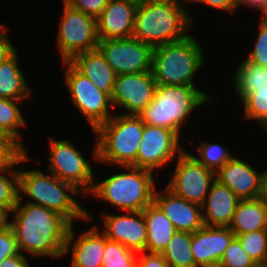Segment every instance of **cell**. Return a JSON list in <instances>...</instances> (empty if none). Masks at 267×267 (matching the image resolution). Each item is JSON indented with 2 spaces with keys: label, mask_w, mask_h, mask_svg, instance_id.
<instances>
[{
  "label": "cell",
  "mask_w": 267,
  "mask_h": 267,
  "mask_svg": "<svg viewBox=\"0 0 267 267\" xmlns=\"http://www.w3.org/2000/svg\"><path fill=\"white\" fill-rule=\"evenodd\" d=\"M23 195L19 194L17 205L10 212L15 214L9 221L19 251L32 256H64L68 230L71 224L60 214L48 208L31 203L22 205Z\"/></svg>",
  "instance_id": "6da1fadb"
},
{
  "label": "cell",
  "mask_w": 267,
  "mask_h": 267,
  "mask_svg": "<svg viewBox=\"0 0 267 267\" xmlns=\"http://www.w3.org/2000/svg\"><path fill=\"white\" fill-rule=\"evenodd\" d=\"M181 3H138L133 37L153 48L185 39L194 18Z\"/></svg>",
  "instance_id": "7a4b0ae2"
},
{
  "label": "cell",
  "mask_w": 267,
  "mask_h": 267,
  "mask_svg": "<svg viewBox=\"0 0 267 267\" xmlns=\"http://www.w3.org/2000/svg\"><path fill=\"white\" fill-rule=\"evenodd\" d=\"M144 125L138 115L115 113L93 131L97 135L92 149L94 160L97 163L136 167Z\"/></svg>",
  "instance_id": "3957f363"
},
{
  "label": "cell",
  "mask_w": 267,
  "mask_h": 267,
  "mask_svg": "<svg viewBox=\"0 0 267 267\" xmlns=\"http://www.w3.org/2000/svg\"><path fill=\"white\" fill-rule=\"evenodd\" d=\"M39 169L22 171L19 175V194L30 197L28 203L42 206L63 216L71 225L75 219L91 220L88 210L79 205L75 196L82 193L73 185L63 182L54 174ZM69 193V194H68ZM71 194V195H70Z\"/></svg>",
  "instance_id": "277c9868"
},
{
  "label": "cell",
  "mask_w": 267,
  "mask_h": 267,
  "mask_svg": "<svg viewBox=\"0 0 267 267\" xmlns=\"http://www.w3.org/2000/svg\"><path fill=\"white\" fill-rule=\"evenodd\" d=\"M210 100V94L195 85L157 84L153 101L138 116L144 124L164 127L179 135L188 115Z\"/></svg>",
  "instance_id": "5b68a950"
},
{
  "label": "cell",
  "mask_w": 267,
  "mask_h": 267,
  "mask_svg": "<svg viewBox=\"0 0 267 267\" xmlns=\"http://www.w3.org/2000/svg\"><path fill=\"white\" fill-rule=\"evenodd\" d=\"M120 168H125L126 172L111 174L99 183L94 180L90 194L124 212L142 211L153 202L156 189L153 172L133 166Z\"/></svg>",
  "instance_id": "8992f818"
},
{
  "label": "cell",
  "mask_w": 267,
  "mask_h": 267,
  "mask_svg": "<svg viewBox=\"0 0 267 267\" xmlns=\"http://www.w3.org/2000/svg\"><path fill=\"white\" fill-rule=\"evenodd\" d=\"M204 63L201 45L190 34L177 42L155 47L152 74L157 84L194 85V77Z\"/></svg>",
  "instance_id": "52a82bcc"
},
{
  "label": "cell",
  "mask_w": 267,
  "mask_h": 267,
  "mask_svg": "<svg viewBox=\"0 0 267 267\" xmlns=\"http://www.w3.org/2000/svg\"><path fill=\"white\" fill-rule=\"evenodd\" d=\"M64 79L69 89L72 105L87 119L93 131L102 123L107 122L114 114L111 97L99 90L96 85L80 73L69 61H62Z\"/></svg>",
  "instance_id": "ba28073f"
},
{
  "label": "cell",
  "mask_w": 267,
  "mask_h": 267,
  "mask_svg": "<svg viewBox=\"0 0 267 267\" xmlns=\"http://www.w3.org/2000/svg\"><path fill=\"white\" fill-rule=\"evenodd\" d=\"M56 45L62 61H70L75 55L97 49L96 19L76 10L63 1Z\"/></svg>",
  "instance_id": "9c48e42d"
},
{
  "label": "cell",
  "mask_w": 267,
  "mask_h": 267,
  "mask_svg": "<svg viewBox=\"0 0 267 267\" xmlns=\"http://www.w3.org/2000/svg\"><path fill=\"white\" fill-rule=\"evenodd\" d=\"M48 172L77 190L91 192L95 180L89 159L85 160L82 151L77 150L68 140L50 138Z\"/></svg>",
  "instance_id": "30bf717a"
},
{
  "label": "cell",
  "mask_w": 267,
  "mask_h": 267,
  "mask_svg": "<svg viewBox=\"0 0 267 267\" xmlns=\"http://www.w3.org/2000/svg\"><path fill=\"white\" fill-rule=\"evenodd\" d=\"M176 161V168L167 188L189 202L202 205L216 179V173L199 163L186 150Z\"/></svg>",
  "instance_id": "8fae6325"
},
{
  "label": "cell",
  "mask_w": 267,
  "mask_h": 267,
  "mask_svg": "<svg viewBox=\"0 0 267 267\" xmlns=\"http://www.w3.org/2000/svg\"><path fill=\"white\" fill-rule=\"evenodd\" d=\"M97 49L116 75L148 72L154 48L132 37L99 40Z\"/></svg>",
  "instance_id": "7c38bea8"
},
{
  "label": "cell",
  "mask_w": 267,
  "mask_h": 267,
  "mask_svg": "<svg viewBox=\"0 0 267 267\" xmlns=\"http://www.w3.org/2000/svg\"><path fill=\"white\" fill-rule=\"evenodd\" d=\"M180 136L164 127L145 124L136 158V168L155 171L162 168L184 151Z\"/></svg>",
  "instance_id": "4fadbf2b"
},
{
  "label": "cell",
  "mask_w": 267,
  "mask_h": 267,
  "mask_svg": "<svg viewBox=\"0 0 267 267\" xmlns=\"http://www.w3.org/2000/svg\"><path fill=\"white\" fill-rule=\"evenodd\" d=\"M156 86L152 71L117 75L112 106L124 108V115H138L153 101Z\"/></svg>",
  "instance_id": "5bb4252c"
},
{
  "label": "cell",
  "mask_w": 267,
  "mask_h": 267,
  "mask_svg": "<svg viewBox=\"0 0 267 267\" xmlns=\"http://www.w3.org/2000/svg\"><path fill=\"white\" fill-rule=\"evenodd\" d=\"M125 215L104 214L106 238L119 242L137 253L144 252L147 242V226L142 211H125Z\"/></svg>",
  "instance_id": "9a60e30c"
},
{
  "label": "cell",
  "mask_w": 267,
  "mask_h": 267,
  "mask_svg": "<svg viewBox=\"0 0 267 267\" xmlns=\"http://www.w3.org/2000/svg\"><path fill=\"white\" fill-rule=\"evenodd\" d=\"M235 234L229 227L203 226L191 233L195 267H218Z\"/></svg>",
  "instance_id": "2e32d148"
},
{
  "label": "cell",
  "mask_w": 267,
  "mask_h": 267,
  "mask_svg": "<svg viewBox=\"0 0 267 267\" xmlns=\"http://www.w3.org/2000/svg\"><path fill=\"white\" fill-rule=\"evenodd\" d=\"M153 202L165 213L176 231L194 233L204 226L201 205L177 196L167 187L162 192L155 189Z\"/></svg>",
  "instance_id": "e0dca14e"
},
{
  "label": "cell",
  "mask_w": 267,
  "mask_h": 267,
  "mask_svg": "<svg viewBox=\"0 0 267 267\" xmlns=\"http://www.w3.org/2000/svg\"><path fill=\"white\" fill-rule=\"evenodd\" d=\"M138 3L129 0H108L107 6L96 19L99 40L133 36Z\"/></svg>",
  "instance_id": "ac0fdd59"
},
{
  "label": "cell",
  "mask_w": 267,
  "mask_h": 267,
  "mask_svg": "<svg viewBox=\"0 0 267 267\" xmlns=\"http://www.w3.org/2000/svg\"><path fill=\"white\" fill-rule=\"evenodd\" d=\"M216 179L225 184L240 200L260 197L262 171H256L238 156L226 162L216 172Z\"/></svg>",
  "instance_id": "d6986e66"
},
{
  "label": "cell",
  "mask_w": 267,
  "mask_h": 267,
  "mask_svg": "<svg viewBox=\"0 0 267 267\" xmlns=\"http://www.w3.org/2000/svg\"><path fill=\"white\" fill-rule=\"evenodd\" d=\"M73 225L69 227L64 255L69 253L72 245L71 267H102L105 249V234L93 226L74 241ZM72 241L74 244H71Z\"/></svg>",
  "instance_id": "ffe728a7"
},
{
  "label": "cell",
  "mask_w": 267,
  "mask_h": 267,
  "mask_svg": "<svg viewBox=\"0 0 267 267\" xmlns=\"http://www.w3.org/2000/svg\"><path fill=\"white\" fill-rule=\"evenodd\" d=\"M239 200L225 184L215 179L201 205L204 225L229 227Z\"/></svg>",
  "instance_id": "44dd1931"
},
{
  "label": "cell",
  "mask_w": 267,
  "mask_h": 267,
  "mask_svg": "<svg viewBox=\"0 0 267 267\" xmlns=\"http://www.w3.org/2000/svg\"><path fill=\"white\" fill-rule=\"evenodd\" d=\"M69 62L111 97L117 75L98 49L79 53Z\"/></svg>",
  "instance_id": "7402d4cb"
},
{
  "label": "cell",
  "mask_w": 267,
  "mask_h": 267,
  "mask_svg": "<svg viewBox=\"0 0 267 267\" xmlns=\"http://www.w3.org/2000/svg\"><path fill=\"white\" fill-rule=\"evenodd\" d=\"M142 212L147 226L145 252L162 254L176 229L154 202L146 206Z\"/></svg>",
  "instance_id": "603a6c76"
},
{
  "label": "cell",
  "mask_w": 267,
  "mask_h": 267,
  "mask_svg": "<svg viewBox=\"0 0 267 267\" xmlns=\"http://www.w3.org/2000/svg\"><path fill=\"white\" fill-rule=\"evenodd\" d=\"M229 228L235 236L267 229V203L260 197L239 200Z\"/></svg>",
  "instance_id": "cb8c5ba5"
},
{
  "label": "cell",
  "mask_w": 267,
  "mask_h": 267,
  "mask_svg": "<svg viewBox=\"0 0 267 267\" xmlns=\"http://www.w3.org/2000/svg\"><path fill=\"white\" fill-rule=\"evenodd\" d=\"M18 49L0 64V97L25 100L32 92L18 63Z\"/></svg>",
  "instance_id": "d4e9b609"
},
{
  "label": "cell",
  "mask_w": 267,
  "mask_h": 267,
  "mask_svg": "<svg viewBox=\"0 0 267 267\" xmlns=\"http://www.w3.org/2000/svg\"><path fill=\"white\" fill-rule=\"evenodd\" d=\"M234 92L242 101L249 93L267 88V68L243 59L234 74Z\"/></svg>",
  "instance_id": "484cf974"
},
{
  "label": "cell",
  "mask_w": 267,
  "mask_h": 267,
  "mask_svg": "<svg viewBox=\"0 0 267 267\" xmlns=\"http://www.w3.org/2000/svg\"><path fill=\"white\" fill-rule=\"evenodd\" d=\"M169 267H195L191 233L176 231L162 253Z\"/></svg>",
  "instance_id": "4316f807"
},
{
  "label": "cell",
  "mask_w": 267,
  "mask_h": 267,
  "mask_svg": "<svg viewBox=\"0 0 267 267\" xmlns=\"http://www.w3.org/2000/svg\"><path fill=\"white\" fill-rule=\"evenodd\" d=\"M20 101L22 102L23 100H12L0 97V127L9 136L19 142L22 138L19 129L20 127L23 128L27 126L24 115L16 104Z\"/></svg>",
  "instance_id": "83f0119b"
},
{
  "label": "cell",
  "mask_w": 267,
  "mask_h": 267,
  "mask_svg": "<svg viewBox=\"0 0 267 267\" xmlns=\"http://www.w3.org/2000/svg\"><path fill=\"white\" fill-rule=\"evenodd\" d=\"M137 253L119 242L108 240L105 236V249L102 267H136Z\"/></svg>",
  "instance_id": "f1b7e54d"
},
{
  "label": "cell",
  "mask_w": 267,
  "mask_h": 267,
  "mask_svg": "<svg viewBox=\"0 0 267 267\" xmlns=\"http://www.w3.org/2000/svg\"><path fill=\"white\" fill-rule=\"evenodd\" d=\"M198 148L199 156L192 155L199 163L207 169L217 172L226 162L234 156L222 145L218 143L202 142Z\"/></svg>",
  "instance_id": "f546056e"
},
{
  "label": "cell",
  "mask_w": 267,
  "mask_h": 267,
  "mask_svg": "<svg viewBox=\"0 0 267 267\" xmlns=\"http://www.w3.org/2000/svg\"><path fill=\"white\" fill-rule=\"evenodd\" d=\"M241 103L244 105L245 120H255L267 130V88L249 93Z\"/></svg>",
  "instance_id": "4dcf8cb0"
},
{
  "label": "cell",
  "mask_w": 267,
  "mask_h": 267,
  "mask_svg": "<svg viewBox=\"0 0 267 267\" xmlns=\"http://www.w3.org/2000/svg\"><path fill=\"white\" fill-rule=\"evenodd\" d=\"M236 237L254 262L267 261V229L243 233Z\"/></svg>",
  "instance_id": "1f68e13d"
},
{
  "label": "cell",
  "mask_w": 267,
  "mask_h": 267,
  "mask_svg": "<svg viewBox=\"0 0 267 267\" xmlns=\"http://www.w3.org/2000/svg\"><path fill=\"white\" fill-rule=\"evenodd\" d=\"M26 150L22 142L0 141V172L12 171L15 165L29 161Z\"/></svg>",
  "instance_id": "d6a6232c"
},
{
  "label": "cell",
  "mask_w": 267,
  "mask_h": 267,
  "mask_svg": "<svg viewBox=\"0 0 267 267\" xmlns=\"http://www.w3.org/2000/svg\"><path fill=\"white\" fill-rule=\"evenodd\" d=\"M18 198V170L15 169L14 171L0 172V204L4 206L9 212H11L17 205Z\"/></svg>",
  "instance_id": "836d02e7"
},
{
  "label": "cell",
  "mask_w": 267,
  "mask_h": 267,
  "mask_svg": "<svg viewBox=\"0 0 267 267\" xmlns=\"http://www.w3.org/2000/svg\"><path fill=\"white\" fill-rule=\"evenodd\" d=\"M253 50L248 54L246 61L267 68V16H261L259 31Z\"/></svg>",
  "instance_id": "e575fe53"
},
{
  "label": "cell",
  "mask_w": 267,
  "mask_h": 267,
  "mask_svg": "<svg viewBox=\"0 0 267 267\" xmlns=\"http://www.w3.org/2000/svg\"><path fill=\"white\" fill-rule=\"evenodd\" d=\"M254 261L241 247L239 239L235 236L225 250L218 267H247Z\"/></svg>",
  "instance_id": "d590c367"
},
{
  "label": "cell",
  "mask_w": 267,
  "mask_h": 267,
  "mask_svg": "<svg viewBox=\"0 0 267 267\" xmlns=\"http://www.w3.org/2000/svg\"><path fill=\"white\" fill-rule=\"evenodd\" d=\"M18 244L11 226L0 228V262L10 256L19 254Z\"/></svg>",
  "instance_id": "8d00e7d4"
},
{
  "label": "cell",
  "mask_w": 267,
  "mask_h": 267,
  "mask_svg": "<svg viewBox=\"0 0 267 267\" xmlns=\"http://www.w3.org/2000/svg\"><path fill=\"white\" fill-rule=\"evenodd\" d=\"M72 8L79 10L97 19L105 7L108 0H63Z\"/></svg>",
  "instance_id": "74e56055"
},
{
  "label": "cell",
  "mask_w": 267,
  "mask_h": 267,
  "mask_svg": "<svg viewBox=\"0 0 267 267\" xmlns=\"http://www.w3.org/2000/svg\"><path fill=\"white\" fill-rule=\"evenodd\" d=\"M140 253L144 254H142L140 257H137L136 267H169L162 254L149 253L145 251Z\"/></svg>",
  "instance_id": "f35d334b"
},
{
  "label": "cell",
  "mask_w": 267,
  "mask_h": 267,
  "mask_svg": "<svg viewBox=\"0 0 267 267\" xmlns=\"http://www.w3.org/2000/svg\"><path fill=\"white\" fill-rule=\"evenodd\" d=\"M5 30L6 28L0 24V64L17 50L14 44L9 40Z\"/></svg>",
  "instance_id": "ab89813d"
},
{
  "label": "cell",
  "mask_w": 267,
  "mask_h": 267,
  "mask_svg": "<svg viewBox=\"0 0 267 267\" xmlns=\"http://www.w3.org/2000/svg\"><path fill=\"white\" fill-rule=\"evenodd\" d=\"M186 3L197 2L208 5L209 7L219 9L221 11L233 12L236 11V2L235 0H183Z\"/></svg>",
  "instance_id": "60d3db41"
},
{
  "label": "cell",
  "mask_w": 267,
  "mask_h": 267,
  "mask_svg": "<svg viewBox=\"0 0 267 267\" xmlns=\"http://www.w3.org/2000/svg\"><path fill=\"white\" fill-rule=\"evenodd\" d=\"M0 267H30V264L26 255L20 252L17 255L3 259L0 262Z\"/></svg>",
  "instance_id": "b9f144b4"
},
{
  "label": "cell",
  "mask_w": 267,
  "mask_h": 267,
  "mask_svg": "<svg viewBox=\"0 0 267 267\" xmlns=\"http://www.w3.org/2000/svg\"><path fill=\"white\" fill-rule=\"evenodd\" d=\"M236 2V9L240 5L249 6V8L258 9V11H261L262 16H267V0H235Z\"/></svg>",
  "instance_id": "7bdbcfd3"
},
{
  "label": "cell",
  "mask_w": 267,
  "mask_h": 267,
  "mask_svg": "<svg viewBox=\"0 0 267 267\" xmlns=\"http://www.w3.org/2000/svg\"><path fill=\"white\" fill-rule=\"evenodd\" d=\"M260 198L267 203V169L262 171Z\"/></svg>",
  "instance_id": "ee69618b"
},
{
  "label": "cell",
  "mask_w": 267,
  "mask_h": 267,
  "mask_svg": "<svg viewBox=\"0 0 267 267\" xmlns=\"http://www.w3.org/2000/svg\"><path fill=\"white\" fill-rule=\"evenodd\" d=\"M10 212L0 204V228L9 224L8 216Z\"/></svg>",
  "instance_id": "f6af8a7d"
},
{
  "label": "cell",
  "mask_w": 267,
  "mask_h": 267,
  "mask_svg": "<svg viewBox=\"0 0 267 267\" xmlns=\"http://www.w3.org/2000/svg\"><path fill=\"white\" fill-rule=\"evenodd\" d=\"M0 141H17L13 137L9 136L4 130L0 127Z\"/></svg>",
  "instance_id": "bcb514c9"
},
{
  "label": "cell",
  "mask_w": 267,
  "mask_h": 267,
  "mask_svg": "<svg viewBox=\"0 0 267 267\" xmlns=\"http://www.w3.org/2000/svg\"><path fill=\"white\" fill-rule=\"evenodd\" d=\"M140 2L145 3H173V2H182L180 0H140Z\"/></svg>",
  "instance_id": "7dc6e473"
},
{
  "label": "cell",
  "mask_w": 267,
  "mask_h": 267,
  "mask_svg": "<svg viewBox=\"0 0 267 267\" xmlns=\"http://www.w3.org/2000/svg\"><path fill=\"white\" fill-rule=\"evenodd\" d=\"M247 267H267V261L253 262L250 266Z\"/></svg>",
  "instance_id": "c3c4849f"
},
{
  "label": "cell",
  "mask_w": 267,
  "mask_h": 267,
  "mask_svg": "<svg viewBox=\"0 0 267 267\" xmlns=\"http://www.w3.org/2000/svg\"><path fill=\"white\" fill-rule=\"evenodd\" d=\"M129 1L140 3V0H129Z\"/></svg>",
  "instance_id": "681fc988"
}]
</instances>
